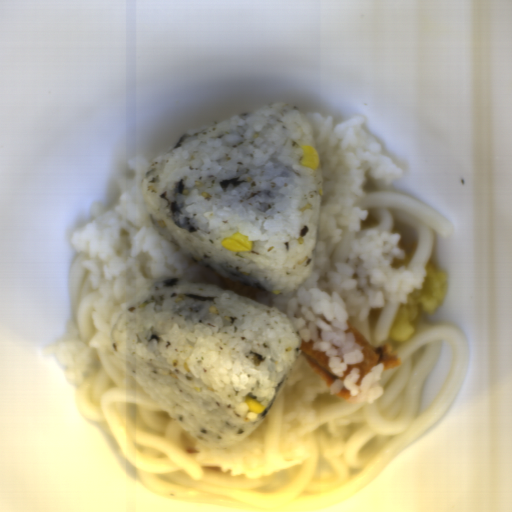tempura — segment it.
I'll use <instances>...</instances> for the list:
<instances>
[{
    "label": "tempura",
    "mask_w": 512,
    "mask_h": 512,
    "mask_svg": "<svg viewBox=\"0 0 512 512\" xmlns=\"http://www.w3.org/2000/svg\"><path fill=\"white\" fill-rule=\"evenodd\" d=\"M424 270L423 286L411 292L406 301L399 304L389 336L394 342L406 343L417 321L435 313L443 302L449 281L447 272L430 261Z\"/></svg>",
    "instance_id": "tempura-1"
},
{
    "label": "tempura",
    "mask_w": 512,
    "mask_h": 512,
    "mask_svg": "<svg viewBox=\"0 0 512 512\" xmlns=\"http://www.w3.org/2000/svg\"><path fill=\"white\" fill-rule=\"evenodd\" d=\"M391 233L399 234L400 240L398 242V249L404 251V257L402 260L392 261L391 266L394 268L407 267L409 266L414 253L419 245L414 235L405 227L399 224H395Z\"/></svg>",
    "instance_id": "tempura-2"
},
{
    "label": "tempura",
    "mask_w": 512,
    "mask_h": 512,
    "mask_svg": "<svg viewBox=\"0 0 512 512\" xmlns=\"http://www.w3.org/2000/svg\"><path fill=\"white\" fill-rule=\"evenodd\" d=\"M367 218L363 220L361 224V230H370L371 228L377 227L379 223L378 214L375 209L366 208Z\"/></svg>",
    "instance_id": "tempura-3"
},
{
    "label": "tempura",
    "mask_w": 512,
    "mask_h": 512,
    "mask_svg": "<svg viewBox=\"0 0 512 512\" xmlns=\"http://www.w3.org/2000/svg\"><path fill=\"white\" fill-rule=\"evenodd\" d=\"M382 307H369L368 322L372 332H376Z\"/></svg>",
    "instance_id": "tempura-4"
}]
</instances>
